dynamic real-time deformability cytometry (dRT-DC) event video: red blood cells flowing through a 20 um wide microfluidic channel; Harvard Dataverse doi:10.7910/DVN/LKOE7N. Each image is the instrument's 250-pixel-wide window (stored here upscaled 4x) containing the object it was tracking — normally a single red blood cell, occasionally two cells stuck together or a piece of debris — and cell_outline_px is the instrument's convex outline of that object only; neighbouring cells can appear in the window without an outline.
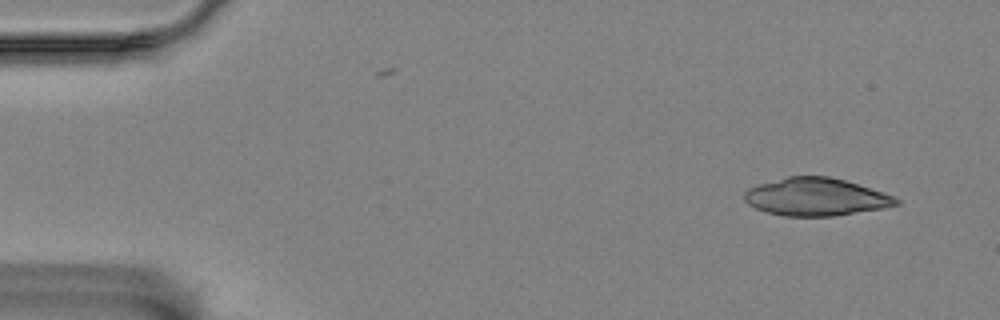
{"species": "Egyptian fruit bat (a non-hibernating species)", "species_latin": "Rousettus aegyptiacus", "temperature_condition": "room temperature", "stored_images_in_passage": 2, "camera_frame_rate_fps": 3000, "um_per_image_px": 0.085, "animal": {"sex": "female"}, "frame": {"image": 1, "passage_image": 2, "time_ms": 1.333, "image_size_px": [1000, 320], "cell_outline_px": [[900, 204], [884, 208], [832, 216], [784, 216], [768, 212], [756, 208], [748, 204], [744, 200], [744, 192], [748, 188], [760, 184], [788, 176], [828, 176], [844, 180], [892, 196], [900, 200]], "centroid_in_image_um": [69.32, 16.74], "position_along_channel_um": 15.7, "area_um2": 32.95}}